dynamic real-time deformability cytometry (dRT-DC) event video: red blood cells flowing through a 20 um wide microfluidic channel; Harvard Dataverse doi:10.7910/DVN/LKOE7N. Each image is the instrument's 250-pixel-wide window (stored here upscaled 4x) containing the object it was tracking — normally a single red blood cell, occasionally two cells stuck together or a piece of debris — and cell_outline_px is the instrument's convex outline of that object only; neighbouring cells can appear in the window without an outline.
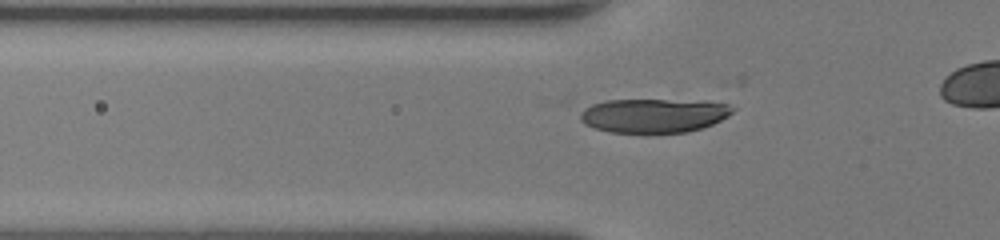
{"species": "human", "species_latin": "Homo sapiens", "temperature_condition": "room temperature", "stored_images_in_passage": 36, "camera_frame_rate_fps": 3000, "um_per_image_px": 0.085, "donor": {"sex": "female"}, "frame": {"image": 1, "passage_image": 11, "time_ms": 3.333, "image_size_px": [1000, 240], "cell_outline_px": [[736, 108], [728, 116], [704, 128], [688, 132], [608, 132], [592, 128], [584, 124], [560, 104], [560, 100], [704, 100], [728, 104]], "centroid_in_image_um": [55.06, 9.74], "position_along_channel_um": 70.7, "area_um2": 33.18}}
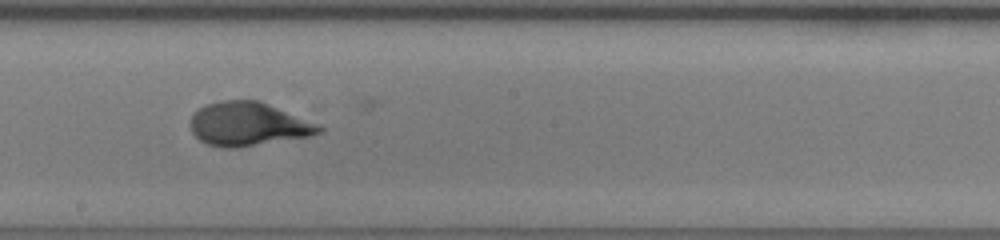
{"frame": {"image": 2, "passage_image": 22, "time_ms": 7.0, "image_size_px": [1000, 240], "cell_outline_px": [[324, 132], [312, 136], [236, 148], [224, 148], [208, 144], [200, 140], [192, 132], [192, 112], [204, 104], [224, 100], [260, 100], [320, 124], [324, 128]], "centroid_in_image_um": [21.14, 10.54], "position_along_channel_um": 227.1, "area_um2": 33.06}}
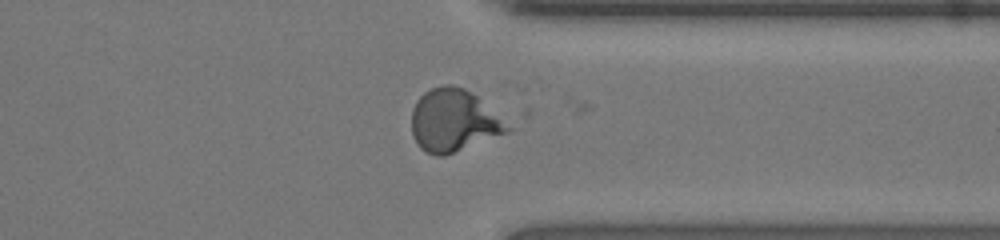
{"frame": {"image": 3, "passage_image": 32, "time_ms": 10.333, "image_size_px": [1000, 240], "cell_outline_px": [[516, 128], [508, 132], [444, 156], [436, 156], [424, 152], [416, 144], [412, 136], [412, 108], [416, 100], [424, 92], [432, 88], [444, 84], [452, 84], [464, 88], [476, 96], [516, 124]], "centroid_in_image_um": [38.63, 10.25], "position_along_channel_um": 372.8, "area_um2": 35.78}}